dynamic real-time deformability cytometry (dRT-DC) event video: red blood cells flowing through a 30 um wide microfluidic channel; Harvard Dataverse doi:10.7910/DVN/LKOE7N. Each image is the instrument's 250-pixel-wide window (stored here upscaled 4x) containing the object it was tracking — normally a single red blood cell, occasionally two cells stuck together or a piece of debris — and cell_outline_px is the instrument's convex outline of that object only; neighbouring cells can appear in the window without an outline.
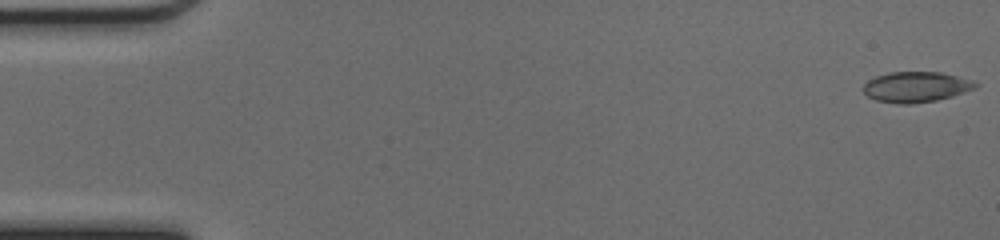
{"species": "common noctule bat (a hibernating species)", "species_latin": "Nyctalus noctula", "temperature_condition": "cold", "stored_images_in_passage": 48, "camera_frame_rate_fps": 3000, "um_per_image_px": 0.085, "animal": {"sex": "female", "body_mass_g": 17.0, "forearm_length_mm": 48.0}, "frame": {"image": 1, "passage_image": 1, "time_ms": 0.0, "image_size_px": [1000, 240], "cell_outline_px": [[980, 84], [976, 88], [952, 96], [936, 100], [912, 104], [900, 104], [876, 100], [868, 96], [864, 92], [864, 84], [868, 80], [876, 76], [888, 72], [940, 72], [956, 76]], "centroid_in_image_um": [77.84, 7.39], "position_along_channel_um": 7.2, "area_um2": 19.77}}
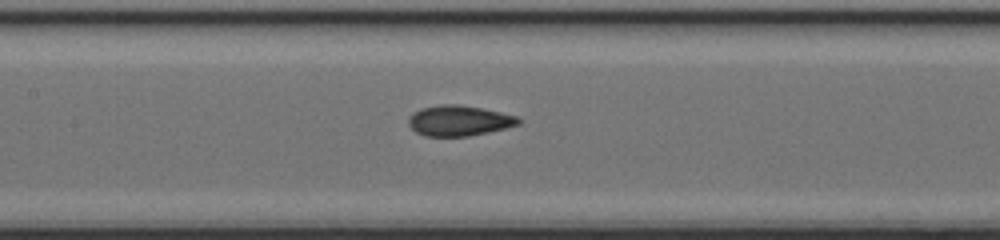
{"frame": {"image": 2, "passage_image": 23, "time_ms": 7.333, "image_size_px": [1000, 240], "cell_outline_px": [[524, 120], [520, 124], [488, 132], [468, 136], [424, 136], [416, 132], [408, 124], [408, 120], [416, 112], [424, 108], [440, 104], [456, 104], [480, 108], [500, 112], [516, 116]], "centroid_in_image_um": [39.05, 10.26], "position_along_channel_um": 168.3, "area_um2": 19.25}}
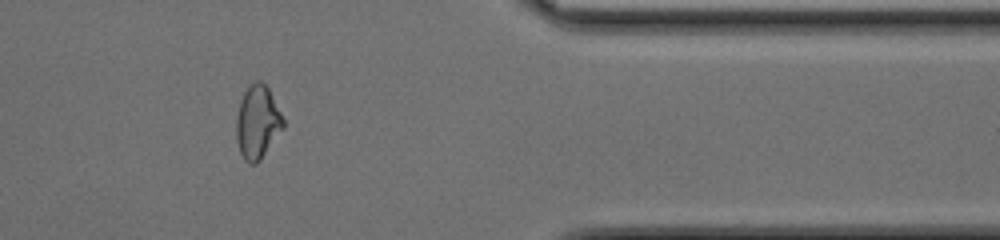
{"frame": {"image": 3, "passage_image": 40, "time_ms": 13.0, "image_size_px": [1000, 240], "cell_outline_px": [[284, 128], [260, 160], [256, 164], [248, 164], [244, 160], [240, 152], [236, 140], [236, 120], [240, 100], [244, 92], [256, 80], [260, 80], [268, 88], [284, 120]], "centroid_in_image_um": [21.88, 10.42], "position_along_channel_um": 389.5, "area_um2": 19.94}, "authors_computed_cell_mechanics": {"area_um2": 19.5942, "velocity_mm_per_s": 4.2811, "shape_relaxation_time_tau1_ms": 9.7687, "shape_relaxation_time_tau2_ms": 1.5593, "deformation_change_tau1": 0.1973, "deformation_change_tau2": 0.0654}}